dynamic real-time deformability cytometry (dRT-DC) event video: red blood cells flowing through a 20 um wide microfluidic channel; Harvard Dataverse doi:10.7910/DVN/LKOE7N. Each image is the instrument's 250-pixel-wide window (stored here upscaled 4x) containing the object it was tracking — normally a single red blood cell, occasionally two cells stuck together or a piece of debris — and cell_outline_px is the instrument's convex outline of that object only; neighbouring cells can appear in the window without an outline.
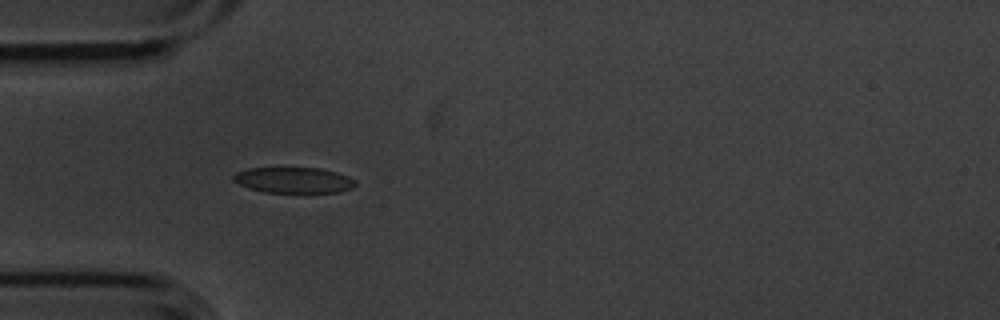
{"species": "common noctule bat (a hibernating species)", "species_latin": "Nyctalus noctula", "temperature_condition": "cold", "stored_images_in_passage": 5, "camera_frame_rate_fps": 3000, "um_per_image_px": 0.085, "animal": {"sex": "male", "body_mass_g": 20.1, "forearm_length_mm": 53.5}, "frame": {"image": 1, "passage_image": 4, "time_ms": 1.0, "image_size_px": [1000, 320], "cell_outline_px": [[356, 184], [352, 188], [340, 192], [264, 192], [248, 188], [232, 180], [232, 176], [236, 172], [248, 168], [320, 168], [336, 172], [348, 176], [356, 180]], "centroid_in_image_um": [24.96, 15.31], "position_along_channel_um": 60.0, "area_um2": 18.32}}
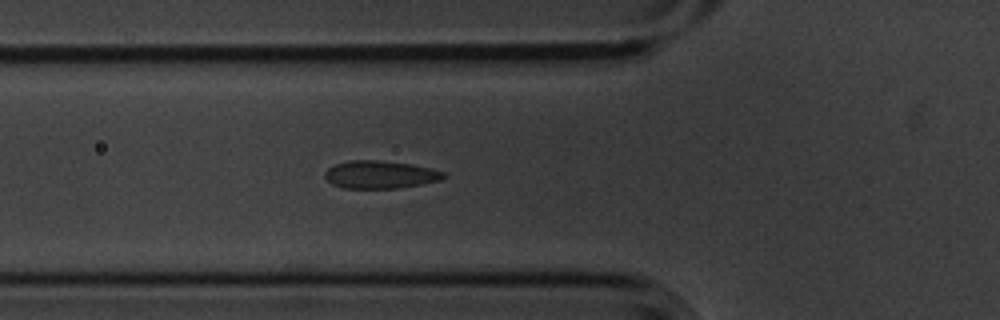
{"frame": {"image": 2, "passage_image": 5, "time_ms": 1.333, "image_size_px": [1000, 320], "cell_outline_px": [[444, 176], [440, 180], [424, 184], [396, 188], [344, 188], [332, 184], [324, 176], [324, 172], [328, 168], [336, 164], [348, 160], [380, 160], [412, 164], [432, 168], [444, 172]], "centroid_in_image_um": [32.31, 14.83], "position_along_channel_um": 93.5, "area_um2": 19.25}}